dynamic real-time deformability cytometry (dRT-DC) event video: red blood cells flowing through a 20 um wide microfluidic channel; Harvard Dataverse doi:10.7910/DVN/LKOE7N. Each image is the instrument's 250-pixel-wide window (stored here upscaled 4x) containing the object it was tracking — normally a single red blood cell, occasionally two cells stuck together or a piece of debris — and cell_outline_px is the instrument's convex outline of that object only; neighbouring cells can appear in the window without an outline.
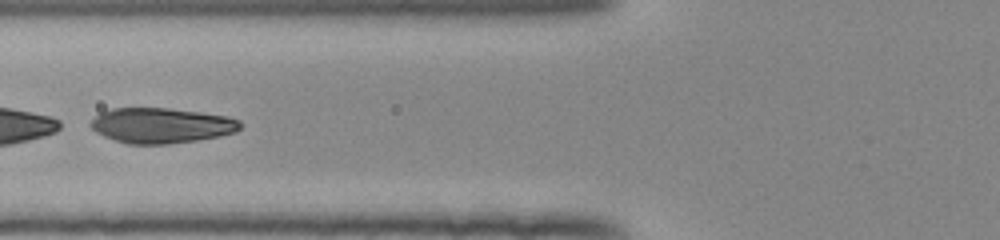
{"species": "human", "species_latin": "Homo sapiens", "temperature_condition": "room temperature", "stored_images_in_passage": 52, "segment_of_instrument_passage": [2, 2], "camera_frame_rate_fps": 3000, "um_per_image_px": 0.085, "donor": {"sex": "female"}, "frame": {"image": 1, "passage_image": 22, "time_ms": 7.0, "image_size_px": [1000, 240], "cell_outline_px": [[244, 124], [236, 132], [220, 136], [196, 140], [168, 144], [128, 144], [104, 136], [96, 132], [88, 124], [100, 112], [112, 108], [168, 108], [200, 112], [228, 116], [240, 120]], "centroid_in_image_um": [13.73, 10.66], "position_along_channel_um": 112.1, "area_um2": 30.87}}
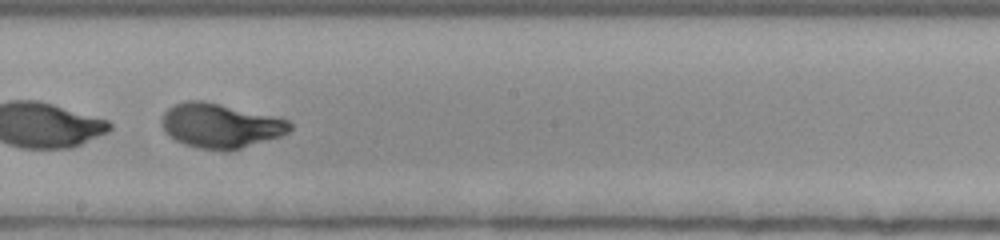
{"frame": {"image": 2, "passage_image": 31, "time_ms": 10.0, "image_size_px": [1000, 240], "cell_outline_px": [[292, 128], [288, 132], [280, 136], [228, 152], [224, 152], [200, 148], [184, 144], [168, 136], [164, 132], [160, 120], [164, 112], [168, 108], [184, 100], [204, 100], [280, 116], [288, 120], [292, 124]], "centroid_in_image_um": [18.74, 10.67], "position_along_channel_um": 229.5, "area_um2": 33.93}}